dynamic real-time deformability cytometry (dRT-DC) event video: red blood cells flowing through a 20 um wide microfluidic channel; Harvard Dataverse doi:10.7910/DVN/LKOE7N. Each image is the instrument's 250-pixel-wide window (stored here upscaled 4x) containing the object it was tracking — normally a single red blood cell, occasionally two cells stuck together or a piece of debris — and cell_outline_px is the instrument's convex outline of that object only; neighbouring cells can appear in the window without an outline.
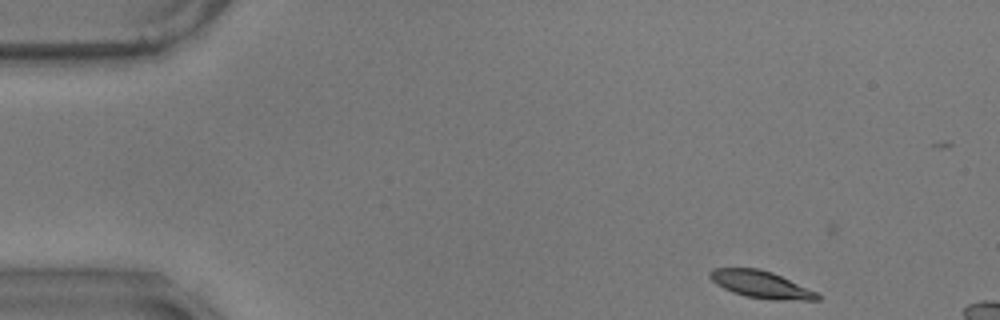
{"species": "common noctule bat (a hibernating species)", "species_latin": "Nyctalus noctula", "temperature_condition": "warm", "stored_images_in_passage": 13, "camera_frame_rate_fps": 3000, "um_per_image_px": 0.085, "animal": {"sex": "male", "body_mass_g": 17.9}, "frame": {"image": 1, "passage_image": 1, "time_ms": 0.0, "image_size_px": [1000, 320], "cell_outline_px": [[820, 300], [772, 300], [744, 296], [732, 292], [716, 284], [708, 276], [708, 272], [712, 268], [760, 268], [772, 272], [816, 292], [820, 296]], "centroid_in_image_um": [64.64, 24.18], "position_along_channel_um": 20.4, "area_um2": 16.99}}